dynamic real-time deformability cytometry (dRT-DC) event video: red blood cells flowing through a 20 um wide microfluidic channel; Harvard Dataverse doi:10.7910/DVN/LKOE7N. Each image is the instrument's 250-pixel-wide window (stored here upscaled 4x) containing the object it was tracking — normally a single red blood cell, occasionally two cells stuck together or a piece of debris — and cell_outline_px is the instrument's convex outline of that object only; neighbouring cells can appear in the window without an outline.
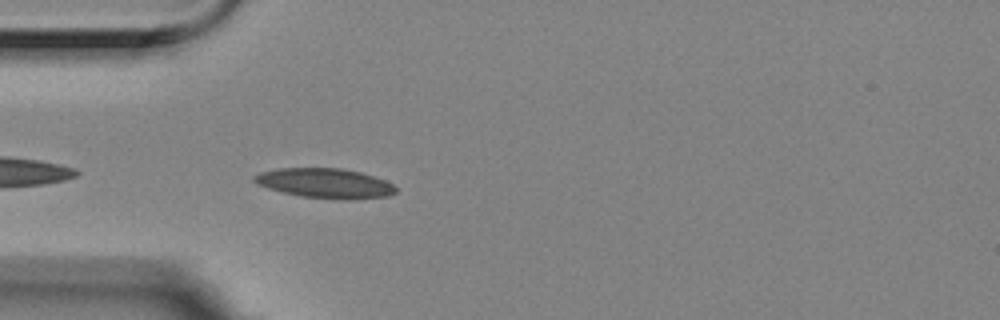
{"species": "Egyptian fruit bat (a non-hibernating species)", "species_latin": "Rousettus aegyptiacus", "temperature_condition": "room temperature", "stored_images_in_passage": 5, "camera_frame_rate_fps": 3000, "um_per_image_px": 0.085, "animal": {"sex": "female"}, "frame": {"image": 1, "passage_image": 5, "time_ms": 1.333, "image_size_px": [1000, 320], "cell_outline_px": [[396, 192], [388, 196], [348, 200], [300, 196], [268, 188], [256, 184], [252, 180], [252, 176], [260, 172], [276, 168], [340, 168], [360, 172], [384, 180], [392, 184], [396, 188]], "centroid_in_image_um": [27.59, 15.57], "position_along_channel_um": 57.4, "area_um2": 24.51}}